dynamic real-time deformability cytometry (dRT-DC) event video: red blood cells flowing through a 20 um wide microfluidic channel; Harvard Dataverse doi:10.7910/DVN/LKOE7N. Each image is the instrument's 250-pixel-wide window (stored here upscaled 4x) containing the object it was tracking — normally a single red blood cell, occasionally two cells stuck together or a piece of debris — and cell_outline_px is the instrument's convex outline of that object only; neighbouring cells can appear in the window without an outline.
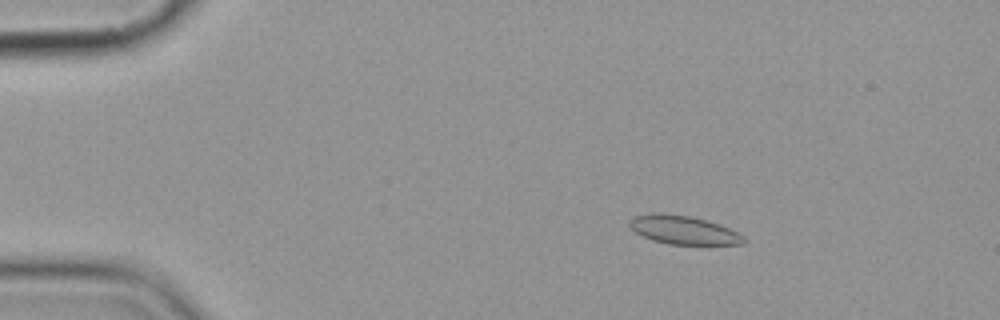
{"species": "common noctule bat (a hibernating species)", "species_latin": "Nyctalus noctula", "temperature_condition": "cold", "stored_images_in_passage": 7, "camera_frame_rate_fps": 3000, "um_per_image_px": 0.085, "animal": {"sex": "female", "body_mass_g": 19.9}, "frame": {"image": 1, "passage_image": 2, "time_ms": 1.333, "image_size_px": [1000, 320], "cell_outline_px": [[748, 240], [744, 244], [668, 244], [652, 240], [636, 232], [628, 224], [628, 220], [632, 216], [652, 212], [660, 212], [688, 216], [708, 220], [720, 224], [744, 236]], "centroid_in_image_um": [58.07, 19.53], "position_along_channel_um": 26.9, "area_um2": 19.13}}
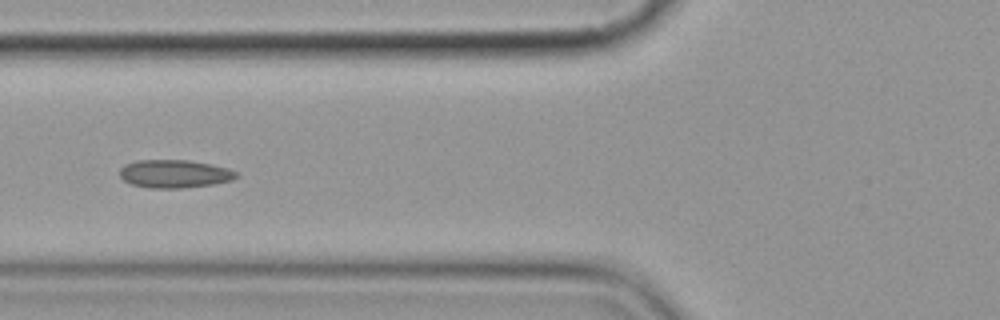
{"frame": {"image": 2, "passage_image": 6, "time_ms": 5.667, "image_size_px": [1000, 320], "cell_outline_px": [[240, 176], [232, 180], [212, 184], [180, 188], [148, 188], [132, 184], [124, 180], [120, 176], [120, 168], [124, 164], [136, 160], [188, 160], [212, 164], [228, 168], [236, 172]], "centroid_in_image_um": [14.83, 14.76], "position_along_channel_um": 111.0, "area_um2": 19.13}}
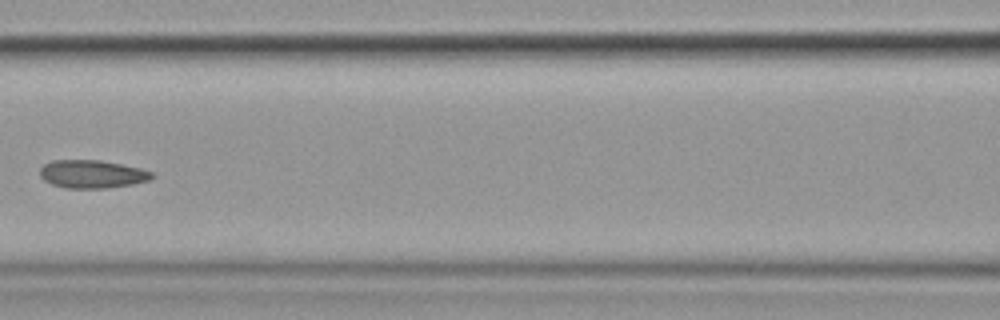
{"frame": {"image": 3, "passage_image": 7, "time_ms": 7.0, "image_size_px": [1000, 320], "cell_outline_px": [[156, 176], [148, 180], [132, 184], [104, 188], [64, 188], [52, 184], [44, 180], [40, 176], [40, 168], [44, 164], [52, 160], [100, 160], [140, 168], [152, 172]], "centroid_in_image_um": [7.81, 14.79], "position_along_channel_um": 158.8, "area_um2": 18.26}}